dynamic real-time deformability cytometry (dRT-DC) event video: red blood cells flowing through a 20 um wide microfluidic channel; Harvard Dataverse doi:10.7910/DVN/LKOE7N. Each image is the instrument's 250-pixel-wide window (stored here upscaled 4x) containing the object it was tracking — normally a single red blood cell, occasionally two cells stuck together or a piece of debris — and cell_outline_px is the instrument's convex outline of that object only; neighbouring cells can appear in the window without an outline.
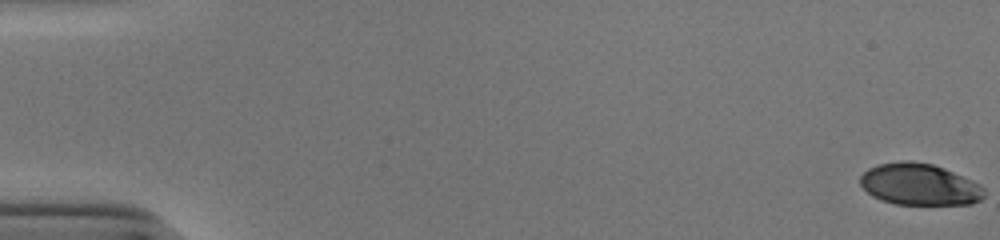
{"species": "human", "species_latin": "Homo sapiens", "temperature_condition": "cold", "stored_images_in_passage": 55, "segment_of_instrument_passage": [1, 2], "camera_frame_rate_fps": 3000, "um_per_image_px": 0.085, "donor": {"sex": "male"}, "frame": {"image": 1, "passage_image": 1, "time_ms": 0.0, "image_size_px": [1000, 240], "cell_outline_px": [[984, 196], [980, 200], [972, 204], [896, 204], [872, 196], [860, 184], [860, 176], [868, 168], [880, 164], [900, 160], [908, 160], [932, 164], [944, 168], [972, 180], [980, 184], [984, 188]], "centroid_in_image_um": [78.16, 15.67], "position_along_channel_um": 6.8, "area_um2": 30.0}}
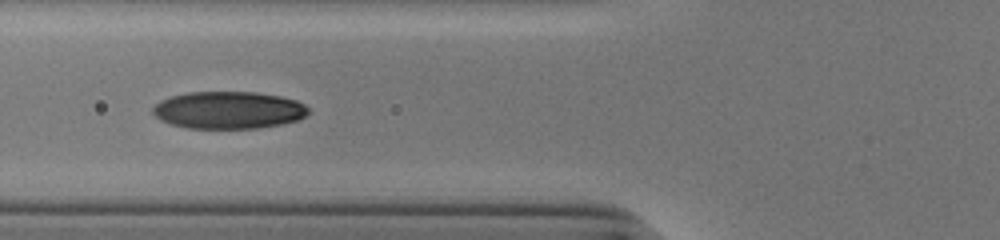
{"frame": {"image": 2, "passage_image": 22, "time_ms": 7.0, "image_size_px": [1000, 240], "cell_outline_px": [[308, 112], [304, 116], [296, 120], [280, 124], [256, 128], [188, 128], [172, 124], [160, 120], [152, 112], [152, 108], [160, 100], [172, 96], [188, 92], [256, 92], [280, 96], [296, 100], [304, 104], [308, 108]], "centroid_in_image_um": [19.4, 9.35], "position_along_channel_um": 106.4, "area_um2": 33.64}}
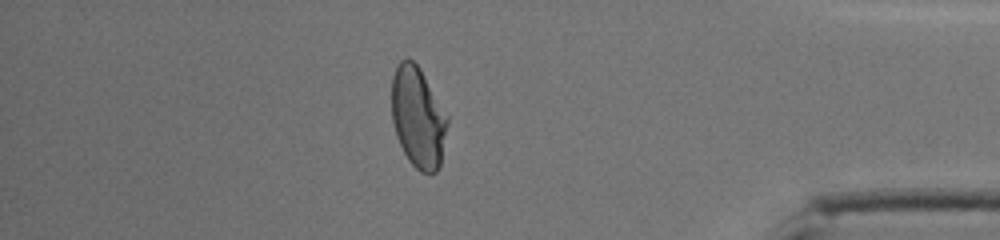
{"frame": {"image": 3, "passage_image": 47, "time_ms": 15.333, "image_size_px": [1000, 240], "cell_outline_px": [[448, 124], [440, 168], [436, 172], [420, 172], [408, 160], [396, 136], [392, 120], [392, 76], [396, 64], [400, 60], [408, 56], [420, 68], [448, 116]], "centroid_in_image_um": [35.52, 9.96], "position_along_channel_um": 399.7, "area_um2": 33.0}}